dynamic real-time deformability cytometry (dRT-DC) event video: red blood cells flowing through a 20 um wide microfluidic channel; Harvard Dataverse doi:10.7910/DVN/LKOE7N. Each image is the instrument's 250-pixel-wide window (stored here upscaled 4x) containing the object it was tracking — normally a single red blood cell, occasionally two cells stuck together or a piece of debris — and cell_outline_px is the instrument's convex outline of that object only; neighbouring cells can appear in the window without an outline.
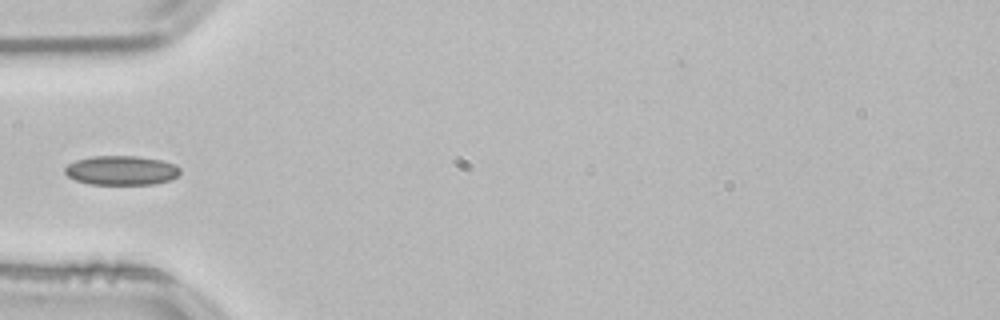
{"species": "common noctule bat (a hibernating species)", "species_latin": "Nyctalus noctula", "temperature_condition": "room temperature", "stored_images_in_passage": 37, "camera_frame_rate_fps": 3000, "um_per_image_px": 0.085, "animal": {"sex": "male", "body_mass_g": 21.5, "forearm_length_mm": 52.0}, "frame": {"image": 1, "passage_image": 1, "time_ms": 0.0, "image_size_px": [1000, 320], "cell_outline_px": [[180, 172], [172, 180], [152, 184], [88, 184], [76, 180], [68, 176], [64, 172], [64, 168], [68, 164], [76, 160], [92, 156], [136, 156], [160, 160], [176, 164], [180, 168]], "centroid_in_image_um": [10.31, 14.48], "position_along_channel_um": 74.7, "area_um2": 19.71}}
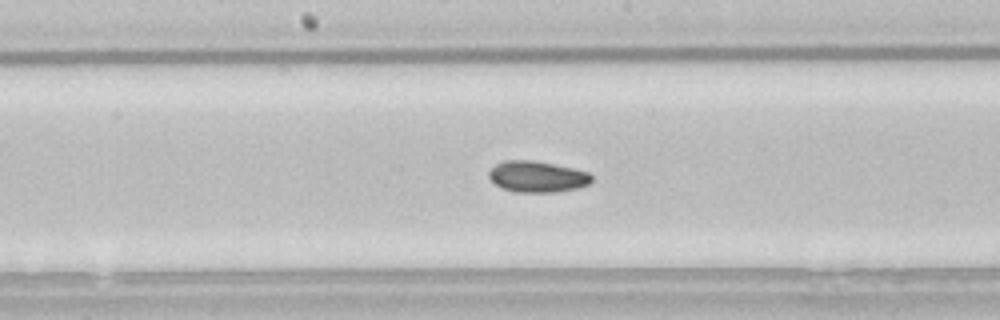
{"frame": {"image": 2, "passage_image": 11, "time_ms": 3.333, "image_size_px": [1000, 320], "cell_outline_px": [[592, 180], [588, 184], [576, 188], [556, 192], [516, 192], [500, 188], [488, 176], [488, 172], [496, 164], [508, 160], [532, 160], [572, 168], [588, 172], [592, 176]], "centroid_in_image_um": [45.65, 15.02], "position_along_channel_um": 202.6, "area_um2": 18.5}}
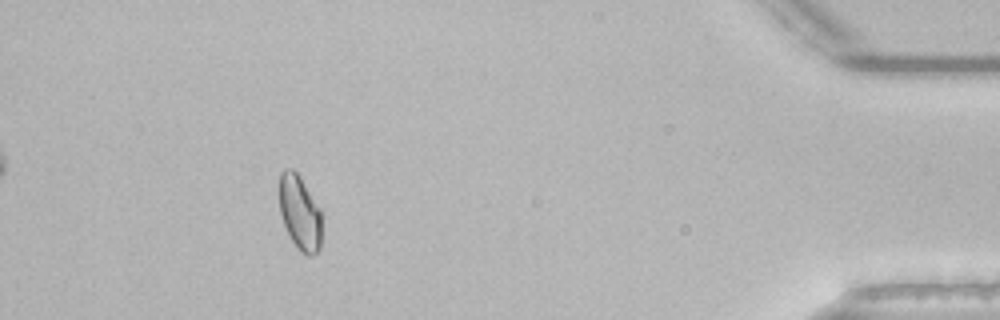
{"frame": {"image": 3, "passage_image": 32, "time_ms": 10.333, "image_size_px": [1000, 320], "cell_outline_px": [[320, 248], [312, 256], [308, 256], [300, 252], [292, 240], [284, 224], [280, 212], [280, 172], [284, 168], [292, 168], [300, 176], [320, 208]], "centroid_in_image_um": [25.48, 18.06], "position_along_channel_um": 409.7, "area_um2": 18.26}}